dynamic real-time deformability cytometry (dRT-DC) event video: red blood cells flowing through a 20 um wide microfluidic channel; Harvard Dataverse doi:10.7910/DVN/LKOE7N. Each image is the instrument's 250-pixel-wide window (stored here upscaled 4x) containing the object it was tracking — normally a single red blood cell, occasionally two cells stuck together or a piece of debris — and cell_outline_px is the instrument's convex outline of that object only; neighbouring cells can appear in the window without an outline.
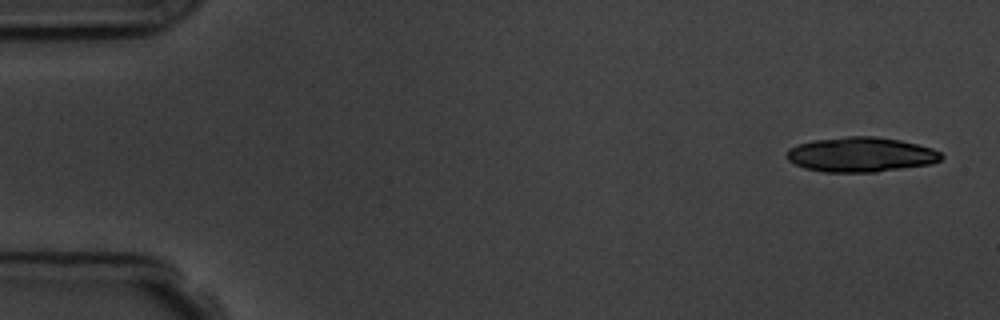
{"species": "common noctule bat (a hibernating species)", "species_latin": "Nyctalus noctula", "temperature_condition": "room temperature", "stored_images_in_passage": 6, "camera_frame_rate_fps": 3000, "um_per_image_px": 0.085, "animal": {"sex": "male", "body_mass_g": 19.5, "forearm_length_mm": 54.6}, "frame": {"image": 1, "passage_image": 1, "time_ms": 0.0, "image_size_px": [1000, 320], "cell_outline_px": [[944, 156], [940, 160], [932, 164], [876, 172], [824, 172], [804, 168], [788, 160], [788, 148], [796, 144], [812, 140], [848, 136], [876, 136], [900, 140], [932, 148], [940, 152]], "centroid_in_image_um": [73.18, 13.14], "position_along_channel_um": 11.8, "area_um2": 31.44}}